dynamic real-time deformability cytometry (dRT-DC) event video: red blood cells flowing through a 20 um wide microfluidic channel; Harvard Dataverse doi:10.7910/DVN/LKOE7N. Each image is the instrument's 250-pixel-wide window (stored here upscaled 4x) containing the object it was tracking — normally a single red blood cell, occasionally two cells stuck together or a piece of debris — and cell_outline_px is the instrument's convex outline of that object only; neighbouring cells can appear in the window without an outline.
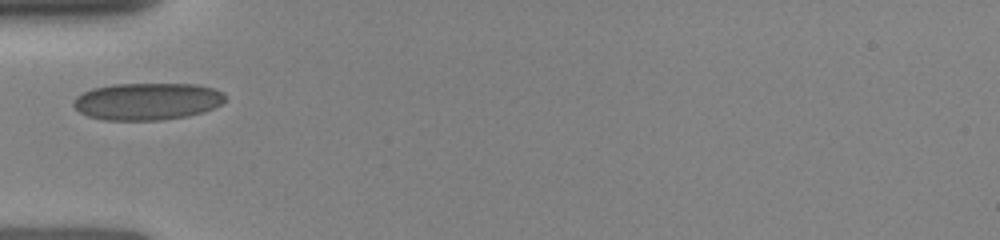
{"species": "human", "species_latin": "Homo sapiens", "temperature_condition": "room temperature", "stored_images_in_passage": 20, "camera_frame_rate_fps": 3000, "um_per_image_px": 0.085, "donor": {"sex": "female"}, "frame": {"image": 1, "passage_image": 1, "time_ms": 0.0, "image_size_px": [1000, 240], "cell_outline_px": [[228, 96], [220, 104], [204, 112], [188, 116], [164, 120], [104, 120], [88, 116], [80, 112], [72, 104], [72, 100], [76, 96], [92, 88], [112, 84], [196, 84], [212, 88], [224, 92]], "centroid_in_image_um": [12.52, 8.61], "position_along_channel_um": 72.5, "area_um2": 33.06}}
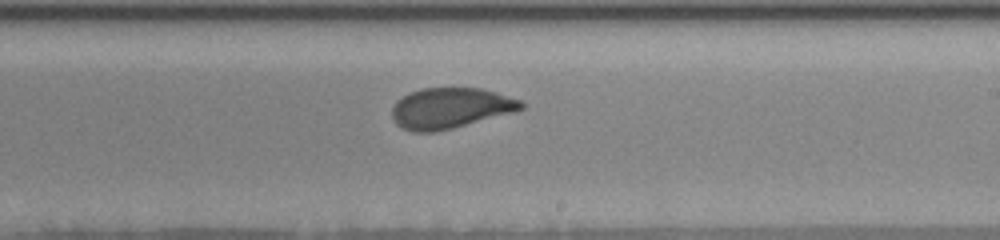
{"frame": {"image": 2, "passage_image": 11, "time_ms": 4.333, "image_size_px": [1000, 240], "cell_outline_px": [[524, 108], [516, 112], [452, 128], [432, 132], [412, 132], [400, 128], [396, 124], [392, 116], [392, 108], [396, 100], [420, 88], [480, 88], [496, 92], [524, 100]], "centroid_in_image_um": [38.3, 9.19], "position_along_channel_um": 250.7, "area_um2": 30.81}}
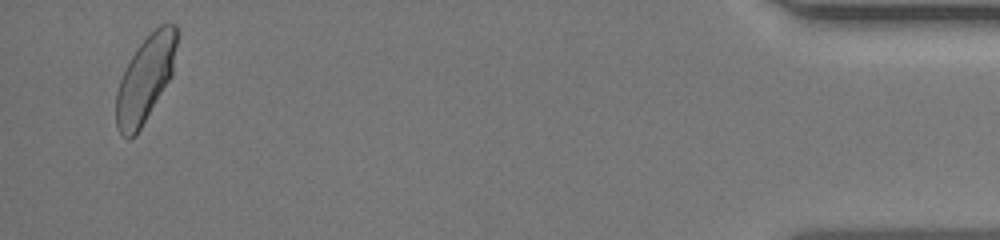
{"frame": {"image": 3, "passage_image": 20, "time_ms": 10.333, "image_size_px": [1000, 240], "cell_outline_px": [[180, 32], [172, 72], [168, 80], [140, 128], [128, 140], [120, 132], [116, 124], [116, 92], [120, 80], [136, 48], [160, 24], [176, 24]], "centroid_in_image_um": [12.37, 6.64], "position_along_channel_um": 422.8, "area_um2": 29.71}}